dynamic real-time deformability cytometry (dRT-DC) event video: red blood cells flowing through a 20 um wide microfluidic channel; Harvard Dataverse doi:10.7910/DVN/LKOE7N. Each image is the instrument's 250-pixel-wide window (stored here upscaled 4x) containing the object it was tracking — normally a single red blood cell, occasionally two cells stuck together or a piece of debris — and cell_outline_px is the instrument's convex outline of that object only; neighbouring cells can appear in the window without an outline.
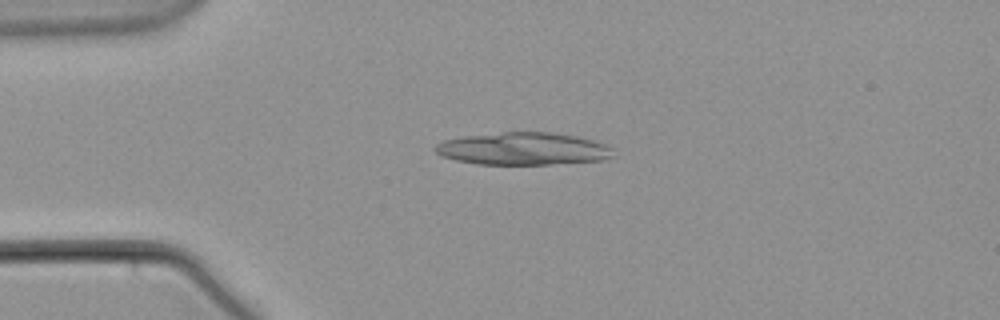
{"species": "common noctule bat (a hibernating species)", "species_latin": "Nyctalus noctula", "temperature_condition": "warm", "stored_images_in_passage": 24, "camera_frame_rate_fps": 3000, "um_per_image_px": 0.085, "animal": {"sex": "male", "body_mass_g": 21.5, "forearm_length_mm": 52.0}, "frame": {"image": 1, "passage_image": 14, "time_ms": 4.333, "image_size_px": [1000, 320], "cell_outline_px": [[616, 156], [604, 160], [552, 164], [476, 164], [456, 160], [440, 156], [432, 148], [436, 144], [444, 140], [464, 136], [504, 132], [548, 132], [576, 136], [608, 144], [612, 148]], "centroid_in_image_um": [44.49, 12.65], "position_along_channel_um": 40.5, "area_um2": 33.93}}